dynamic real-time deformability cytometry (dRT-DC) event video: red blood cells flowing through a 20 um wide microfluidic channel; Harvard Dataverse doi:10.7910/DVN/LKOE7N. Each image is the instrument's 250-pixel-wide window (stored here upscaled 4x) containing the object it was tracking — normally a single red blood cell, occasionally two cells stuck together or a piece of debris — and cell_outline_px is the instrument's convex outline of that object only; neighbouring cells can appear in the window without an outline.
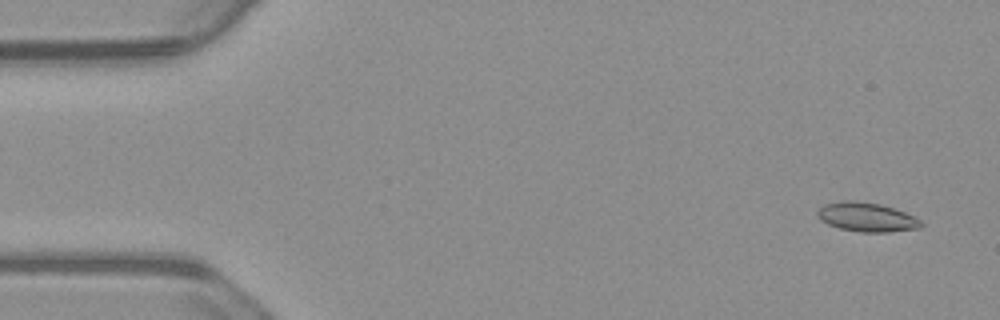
{"species": "common noctule bat (a hibernating species)", "species_latin": "Nyctalus noctula", "temperature_condition": "warm", "stored_images_in_passage": 55, "camera_frame_rate_fps": 3000, "um_per_image_px": 0.085, "animal": {"sex": "male", "body_mass_g": 23.1, "forearm_length_mm": 52.7}, "frame": {"image": 1, "passage_image": 3, "time_ms": 0.667, "image_size_px": [1000, 320], "cell_outline_px": [[924, 224], [920, 228], [888, 232], [860, 232], [840, 228], [828, 224], [820, 220], [816, 216], [816, 212], [824, 204], [844, 200], [852, 200], [880, 204], [916, 216]], "centroid_in_image_um": [73.66, 18.45], "position_along_channel_um": 11.3, "area_um2": 17.63}}
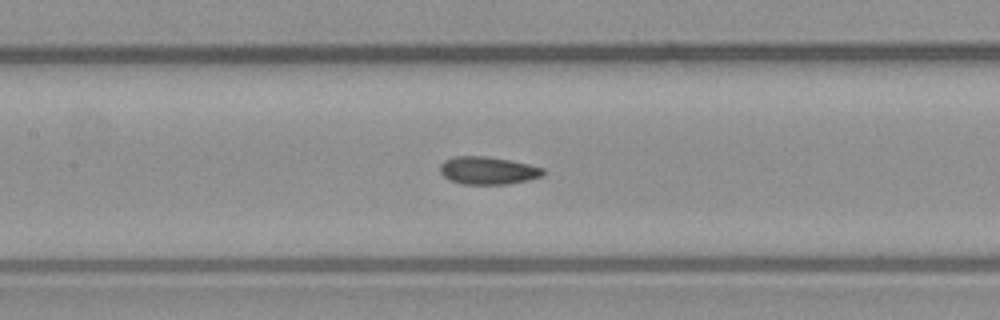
{"frame": {"image": 2, "passage_image": 25, "time_ms": 8.0, "image_size_px": [1000, 320], "cell_outline_px": [[544, 172], [540, 176], [528, 180], [508, 184], [464, 184], [452, 180], [444, 176], [440, 172], [440, 164], [444, 160], [456, 156], [484, 156], [508, 160], [528, 164], [544, 168]], "centroid_in_image_um": [41.46, 14.49], "position_along_channel_um": 165.9, "area_um2": 16.42}}
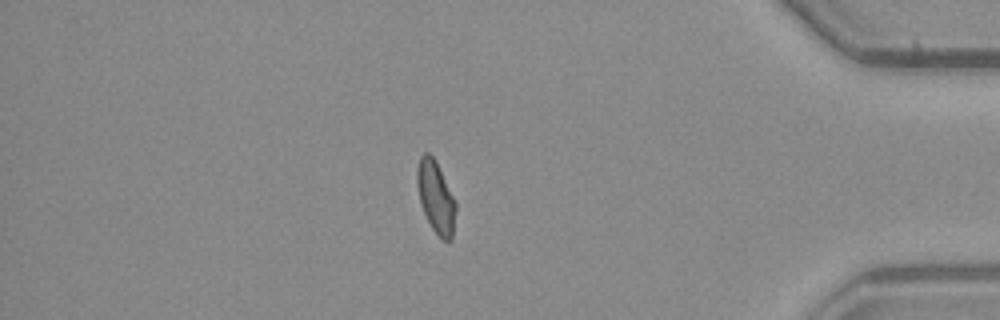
{"frame": {"image": 3, "passage_image": 47, "time_ms": 15.333, "image_size_px": [1000, 320], "cell_outline_px": [[456, 212], [452, 240], [440, 240], [432, 228], [424, 212], [420, 200], [416, 180], [416, 172], [420, 156], [424, 152], [428, 152], [436, 160], [456, 200]], "centroid_in_image_um": [37.06, 16.75], "position_along_channel_um": 398.1, "area_um2": 16.42}, "authors_computed_cell_mechanics": {"area_um2": 16.5886, "velocity_mm_per_s": 3.723, "shape_relaxation_time_tau1_ms": 6.7194, "shape_relaxation_time_tau2_ms": 1.8282, "deformation_change_tau1": 0.1465, "deformation_change_tau2": 0.073}}